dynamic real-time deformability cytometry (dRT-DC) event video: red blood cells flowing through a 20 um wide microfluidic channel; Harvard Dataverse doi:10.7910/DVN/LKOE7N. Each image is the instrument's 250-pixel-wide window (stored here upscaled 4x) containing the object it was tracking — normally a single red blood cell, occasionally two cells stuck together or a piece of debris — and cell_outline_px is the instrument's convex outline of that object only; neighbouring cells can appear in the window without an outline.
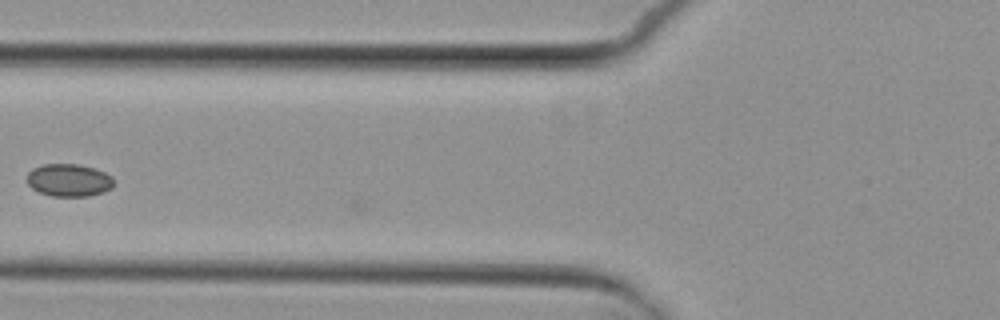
{"species": "common noctule bat (a hibernating species)", "species_latin": "Nyctalus noctula", "temperature_condition": "cold", "stored_images_in_passage": 5, "camera_frame_rate_fps": 3000, "um_per_image_px": 0.085, "animal": {"sex": "female", "body_mass_g": 29.2, "forearm_length_mm": 56.3}, "frame": {"image": 1, "passage_image": 5, "time_ms": 5.0, "image_size_px": [1000, 320], "cell_outline_px": [[116, 184], [112, 188], [104, 192], [88, 196], [52, 196], [40, 192], [32, 188], [28, 184], [28, 172], [32, 168], [44, 164], [76, 164], [92, 168], [104, 172], [112, 176]], "centroid_in_image_um": [5.89, 15.32], "position_along_channel_um": 119.9, "area_um2": 16.53}}